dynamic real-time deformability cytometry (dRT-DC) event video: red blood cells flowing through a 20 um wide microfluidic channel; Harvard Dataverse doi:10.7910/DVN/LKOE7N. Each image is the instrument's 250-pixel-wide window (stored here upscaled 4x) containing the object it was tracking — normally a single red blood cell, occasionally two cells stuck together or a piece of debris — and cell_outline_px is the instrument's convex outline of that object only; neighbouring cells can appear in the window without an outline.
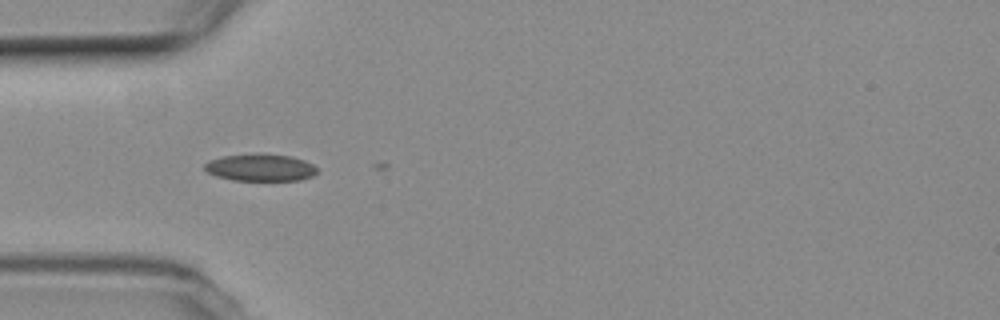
{"species": "common noctule bat (a hibernating species)", "species_latin": "Nyctalus noctula", "temperature_condition": "room temperature", "stored_images_in_passage": 6, "camera_frame_rate_fps": 3000, "um_per_image_px": 0.085, "animal": {"sex": "female", "body_mass_g": 19.3, "forearm_length_mm": 54.1}, "frame": {"image": 1, "passage_image": 1, "time_ms": 0.0, "image_size_px": [1000, 320], "cell_outline_px": [[320, 172], [312, 176], [300, 180], [232, 180], [216, 176], [208, 172], [204, 168], [204, 164], [208, 160], [224, 156], [252, 152], [260, 152], [292, 156], [304, 160], [312, 164]], "centroid_in_image_um": [22.14, 14.21], "position_along_channel_um": 62.9, "area_um2": 18.21}}
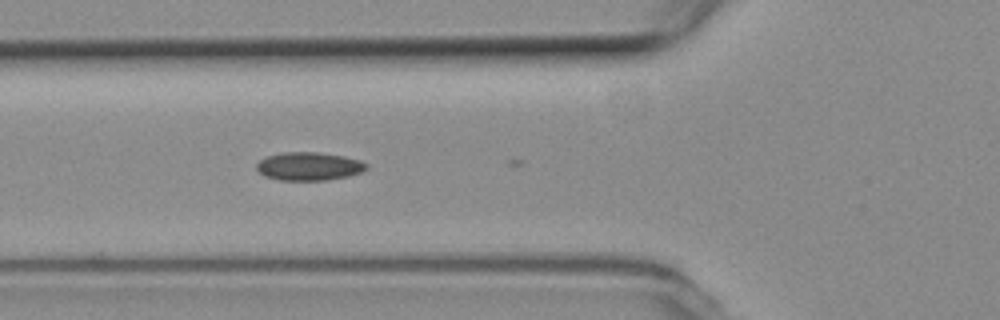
{"frame": {"image": 2, "passage_image": 4, "time_ms": 1.0, "image_size_px": [1000, 320], "cell_outline_px": [[368, 168], [360, 172], [348, 176], [324, 180], [280, 180], [264, 176], [256, 168], [256, 164], [260, 160], [268, 156], [280, 152], [316, 152], [344, 156], [360, 160], [368, 164]], "centroid_in_image_um": [26.25, 14.13], "position_along_channel_um": 99.5, "area_um2": 18.03}}